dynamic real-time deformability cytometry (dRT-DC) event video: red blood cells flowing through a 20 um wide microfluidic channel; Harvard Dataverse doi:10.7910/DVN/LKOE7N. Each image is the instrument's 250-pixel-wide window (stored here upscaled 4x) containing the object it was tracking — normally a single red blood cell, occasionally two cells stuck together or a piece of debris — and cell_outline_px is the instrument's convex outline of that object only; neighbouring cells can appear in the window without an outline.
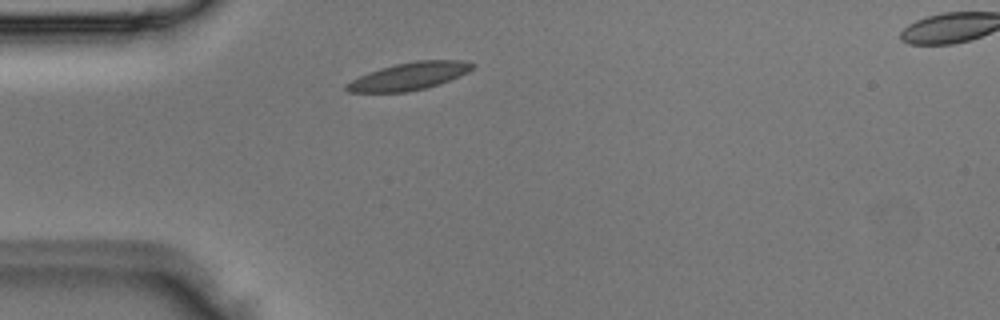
{"species": "Egyptian fruit bat (a non-hibernating species)", "species_latin": "Rousettus aegyptiacus", "temperature_condition": "room temperature", "stored_images_in_passage": 3, "segment_of_instrument_passage": [1, 2], "camera_frame_rate_fps": 3000, "um_per_image_px": 0.085, "animal": {"sex": "male"}, "frame": {"image": 1, "passage_image": 1, "time_ms": 0.0, "image_size_px": [1000, 320], "cell_outline_px": [[476, 64], [468, 72], [460, 76], [440, 84], [428, 88], [408, 92], [348, 92], [344, 88], [344, 84], [368, 72], [380, 68], [396, 64], [416, 60], [464, 60]], "centroid_in_image_um": [34.79, 6.48], "position_along_channel_um": 50.2, "area_um2": 20.35}}